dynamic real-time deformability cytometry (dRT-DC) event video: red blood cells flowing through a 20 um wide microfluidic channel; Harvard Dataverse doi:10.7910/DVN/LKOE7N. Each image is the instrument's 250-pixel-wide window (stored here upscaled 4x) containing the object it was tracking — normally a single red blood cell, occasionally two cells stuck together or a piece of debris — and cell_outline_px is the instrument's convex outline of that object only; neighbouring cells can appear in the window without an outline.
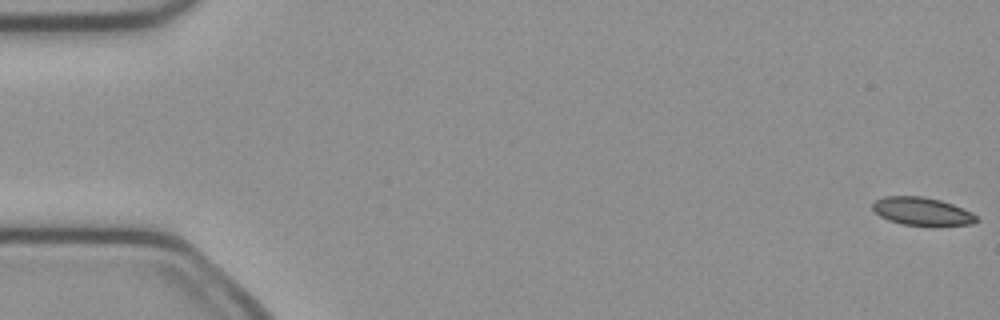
{"species": "common noctule bat (a hibernating species)", "species_latin": "Nyctalus noctula", "temperature_condition": "cold", "stored_images_in_passage": 8, "camera_frame_rate_fps": 3000, "um_per_image_px": 0.085, "animal": {"sex": "female", "body_mass_g": 21.9}, "frame": {"image": 1, "passage_image": 1, "time_ms": 0.0, "image_size_px": [1000, 320], "cell_outline_px": [[980, 220], [972, 224], [904, 224], [888, 220], [880, 216], [872, 208], [872, 204], [876, 200], [884, 196], [924, 196], [940, 200], [952, 204], [972, 212]], "centroid_in_image_um": [78.35, 17.93], "position_along_channel_um": 6.6, "area_um2": 16.53}}